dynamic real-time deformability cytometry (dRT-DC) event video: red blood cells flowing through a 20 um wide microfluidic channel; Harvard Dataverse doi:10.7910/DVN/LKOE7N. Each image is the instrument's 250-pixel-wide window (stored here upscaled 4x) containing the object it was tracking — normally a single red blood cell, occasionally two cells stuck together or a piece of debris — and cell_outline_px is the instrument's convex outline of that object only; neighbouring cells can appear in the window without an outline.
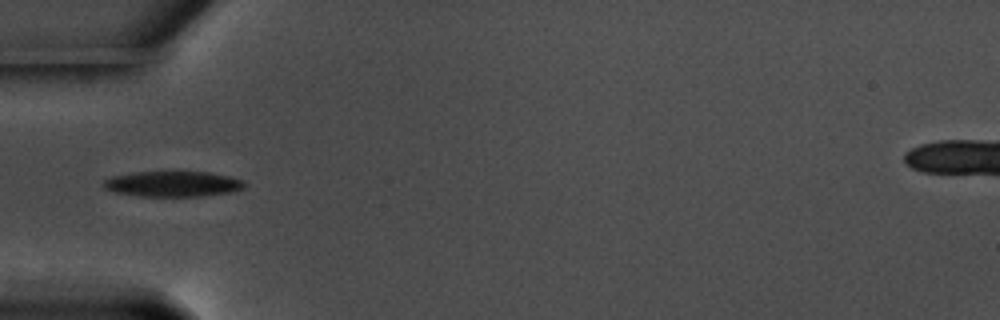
{"species": "common noctule bat (a hibernating species)", "species_latin": "Nyctalus noctula", "temperature_condition": "warm", "stored_images_in_passage": 39, "camera_frame_rate_fps": 3000, "um_per_image_px": 0.085, "animal": {"sex": "male", "body_mass_g": 17.5, "forearm_length_mm": 52.3}, "frame": {"image": 1, "passage_image": 1, "time_ms": 0.0, "image_size_px": [1000, 320], "cell_outline_px": [[248, 184], [244, 188], [232, 192], [200, 196], [140, 196], [116, 192], [104, 188], [104, 180], [112, 176], [132, 172], [208, 172], [228, 176], [244, 180]], "centroid_in_image_um": [14.73, 15.63], "position_along_channel_um": 70.3, "area_um2": 20.92}}
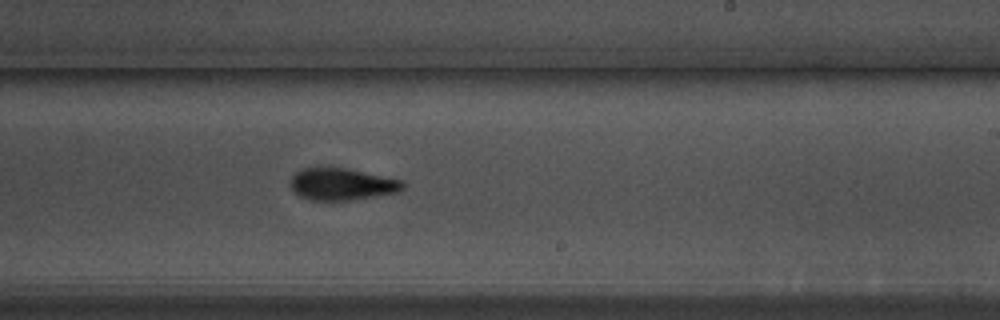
{"frame": {"image": 2, "passage_image": 17, "time_ms": 5.333, "image_size_px": [1000, 320], "cell_outline_px": [[404, 188], [396, 192], [348, 200], [312, 200], [300, 196], [292, 188], [292, 176], [296, 172], [304, 168], [344, 168], [404, 180]], "centroid_in_image_um": [29.08, 15.65], "position_along_channel_um": 259.9, "area_um2": 20.4}}
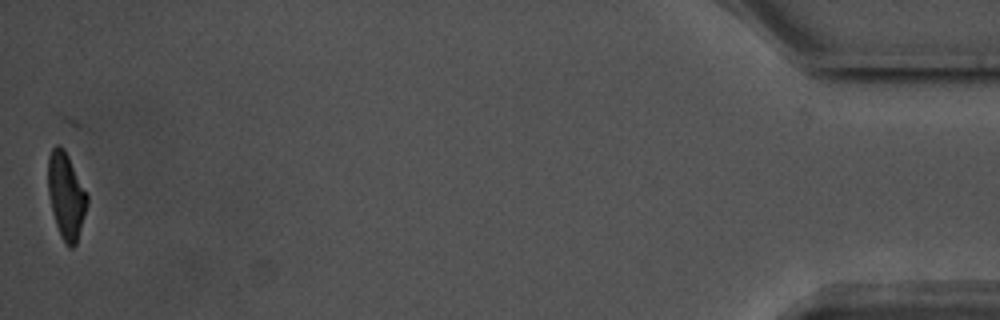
{"frame": {"image": 3, "passage_image": 39, "time_ms": 12.667, "image_size_px": [1000, 320], "cell_outline_px": [[88, 204], [76, 244], [72, 248], [68, 248], [64, 244], [60, 236], [52, 212], [48, 192], [48, 156], [52, 148], [56, 144], [60, 144], [64, 148], [88, 196]], "centroid_in_image_um": [5.61, 16.65], "position_along_channel_um": 429.6, "area_um2": 19.71}, "authors_computed_cell_mechanics": {"area_um2": 20.9236, "velocity_mm_per_s": 3.5674, "shape_relaxation_time_tau1_ms": 2.065, "shape_relaxation_time_tau2_ms": 4.2507, "deformation_change_tau1": 0.1427, "deformation_change_tau2": 0.1185}}